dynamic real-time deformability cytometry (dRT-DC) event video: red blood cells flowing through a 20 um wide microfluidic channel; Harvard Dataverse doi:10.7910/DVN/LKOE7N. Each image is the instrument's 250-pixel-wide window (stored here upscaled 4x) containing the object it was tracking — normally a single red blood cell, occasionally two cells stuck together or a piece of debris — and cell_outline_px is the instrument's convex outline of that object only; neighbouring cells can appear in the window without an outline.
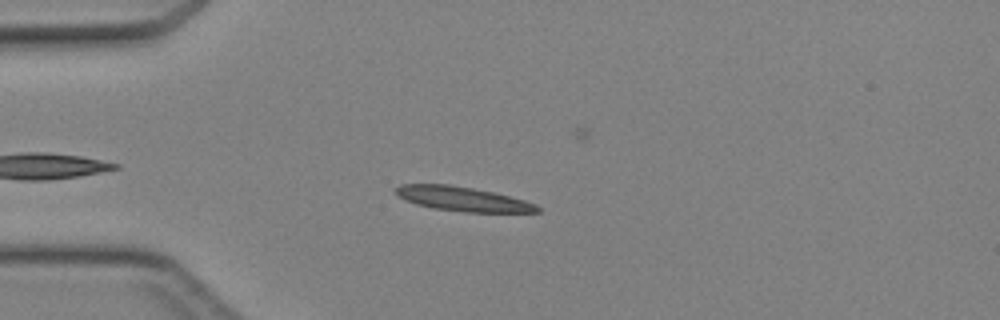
{"species": "Egyptian fruit bat (a non-hibernating species)", "species_latin": "Rousettus aegyptiacus", "temperature_condition": "cold", "stored_images_in_passage": 40, "camera_frame_rate_fps": 3000, "um_per_image_px": 0.085, "animal": {"sex": "female"}, "frame": {"image": 1, "passage_image": 6, "time_ms": 1.667, "image_size_px": [1000, 320], "cell_outline_px": [[540, 212], [464, 212], [432, 208], [416, 204], [400, 196], [396, 192], [396, 188], [400, 184], [448, 184], [472, 188], [492, 192], [524, 200], [536, 204], [540, 208]], "centroid_in_image_um": [39.35, 16.91], "position_along_channel_um": 45.7, "area_um2": 19.83}}
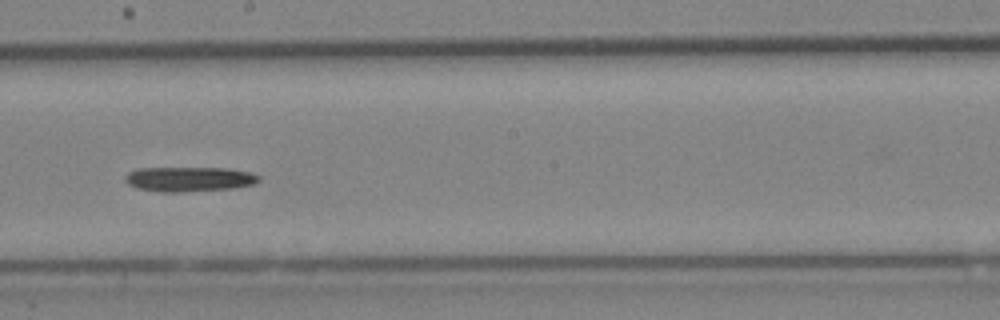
{"frame": {"image": 2, "passage_image": 20, "time_ms": 6.333, "image_size_px": [1000, 320], "cell_outline_px": [[260, 180], [256, 184], [232, 188], [184, 192], [160, 192], [136, 188], [128, 184], [124, 180], [124, 176], [128, 172], [140, 168], [224, 168], [248, 172], [260, 176]], "centroid_in_image_um": [16.05, 15.23], "position_along_channel_um": 232.2, "area_um2": 19.36}}
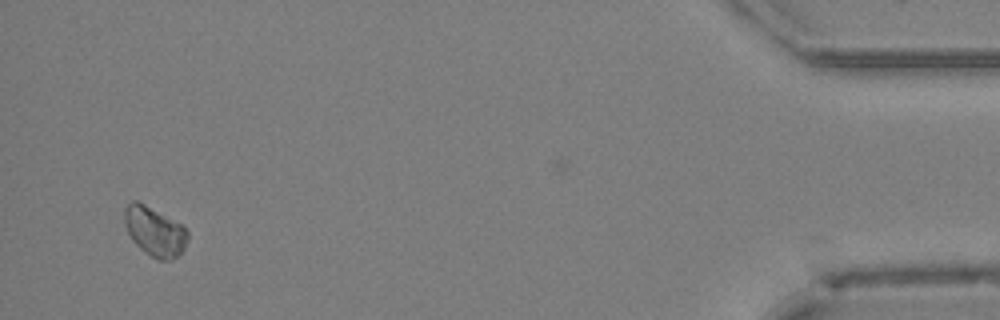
{"frame": {"image": 3, "passage_image": 38, "time_ms": 12.333, "image_size_px": [1000, 320], "cell_outline_px": [[188, 240], [184, 248], [172, 260], [156, 260], [144, 252], [132, 240], [124, 224], [124, 208], [132, 200], [136, 200], [144, 204], [180, 224], [188, 232]], "centroid_in_image_um": [13.12, 19.69], "position_along_channel_um": 422.1, "area_um2": 17.98}}